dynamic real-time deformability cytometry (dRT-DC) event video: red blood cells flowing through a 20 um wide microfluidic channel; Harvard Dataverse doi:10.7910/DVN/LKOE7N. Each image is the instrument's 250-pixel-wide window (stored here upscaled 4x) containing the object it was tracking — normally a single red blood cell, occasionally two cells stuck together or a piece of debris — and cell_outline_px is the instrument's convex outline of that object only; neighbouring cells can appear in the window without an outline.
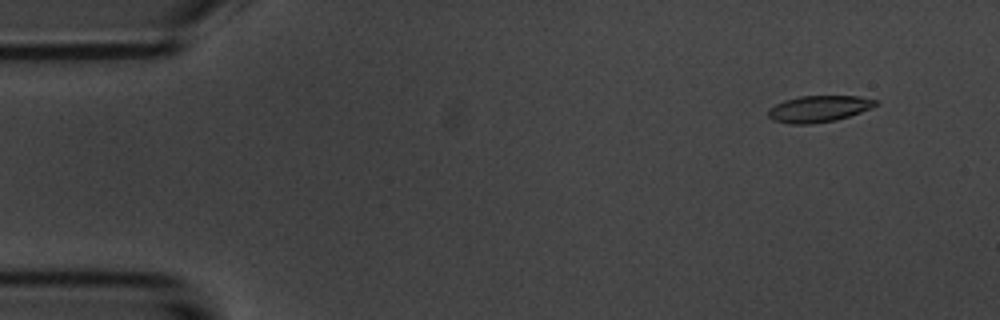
{"species": "common noctule bat (a hibernating species)", "species_latin": "Nyctalus noctula", "temperature_condition": "room temperature", "stored_images_in_passage": 5, "camera_frame_rate_fps": 3000, "um_per_image_px": 0.085, "animal": {"sex": "male", "body_mass_g": 20.1, "forearm_length_mm": 53.5}, "frame": {"image": 1, "passage_image": 2, "time_ms": 1.0, "image_size_px": [1000, 320], "cell_outline_px": [[880, 104], [872, 108], [836, 120], [812, 124], [788, 124], [772, 120], [768, 116], [768, 108], [784, 100], [800, 96], [860, 96], [880, 100]], "centroid_in_image_um": [69.62, 9.25], "position_along_channel_um": 15.4, "area_um2": 16.82}}
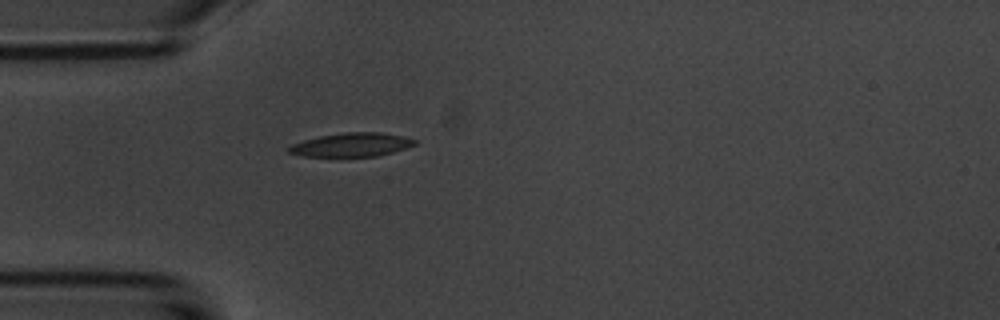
{"frame": {"image": 2, "passage_image": 5, "time_ms": 4.667, "image_size_px": [1000, 320], "cell_outline_px": [[416, 144], [392, 152], [376, 156], [300, 156], [288, 152], [288, 148], [292, 144], [304, 140], [320, 136], [344, 132], [380, 132], [404, 136], [416, 140]], "centroid_in_image_um": [29.87, 12.3], "position_along_channel_um": 55.1, "area_um2": 17.22}}